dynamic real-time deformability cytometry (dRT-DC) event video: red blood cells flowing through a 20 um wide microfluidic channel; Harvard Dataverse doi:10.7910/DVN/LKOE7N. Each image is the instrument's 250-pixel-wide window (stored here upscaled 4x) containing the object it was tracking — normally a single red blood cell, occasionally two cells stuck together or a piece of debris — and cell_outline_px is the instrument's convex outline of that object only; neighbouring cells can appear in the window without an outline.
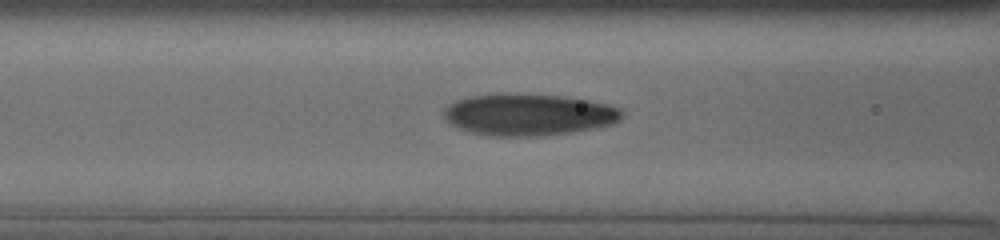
{"species": "human", "species_latin": "Homo sapiens", "temperature_condition": "cold", "stored_images_in_passage": 44, "camera_frame_rate_fps": 3000, "um_per_image_px": 0.085, "donor": {"sex": "male"}, "frame": {"image": 1, "passage_image": 21, "time_ms": 8.0, "image_size_px": [1000, 240], "cell_outline_px": [[624, 116], [620, 120], [612, 124], [572, 132], [544, 136], [488, 136], [472, 132], [460, 128], [444, 120], [444, 112], [456, 100], [472, 96], [500, 92], [504, 92], [564, 96], [588, 100], [608, 104], [620, 108], [624, 112]], "centroid_in_image_um": [44.96, 9.73], "position_along_channel_um": 121.6, "area_um2": 43.64}}
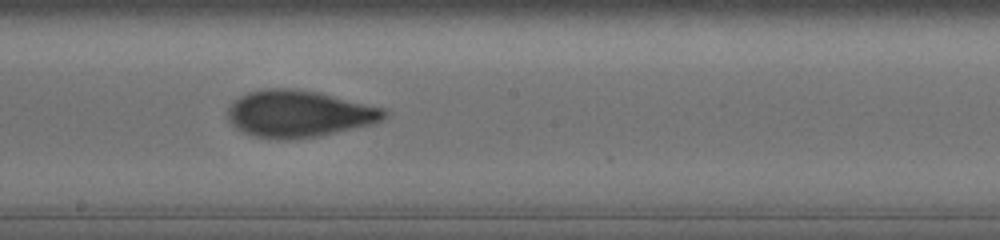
{"frame": {"image": 2, "passage_image": 27, "time_ms": 10.667, "image_size_px": [1000, 240], "cell_outline_px": [[388, 116], [376, 124], [320, 136], [296, 140], [280, 140], [252, 136], [236, 128], [228, 120], [228, 108], [240, 96], [248, 92], [268, 88], [288, 88], [320, 92], [384, 108], [388, 112]], "centroid_in_image_um": [25.45, 9.69], "position_along_channel_um": 222.7, "area_um2": 43.23}}
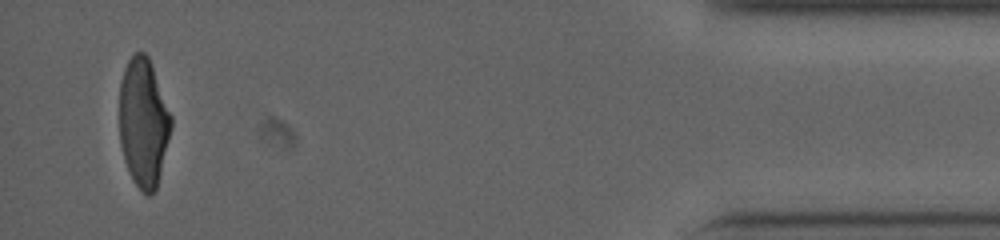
{"frame": {"image": 3, "passage_image": 41, "time_ms": 17.667, "image_size_px": [1000, 240], "cell_outline_px": [[172, 128], [156, 188], [148, 196], [132, 180], [124, 160], [120, 144], [120, 80], [124, 68], [128, 60], [136, 52], [144, 52], [148, 56], [172, 116]], "centroid_in_image_um": [12.19, 10.4], "position_along_channel_um": 423.0, "area_um2": 38.61}}